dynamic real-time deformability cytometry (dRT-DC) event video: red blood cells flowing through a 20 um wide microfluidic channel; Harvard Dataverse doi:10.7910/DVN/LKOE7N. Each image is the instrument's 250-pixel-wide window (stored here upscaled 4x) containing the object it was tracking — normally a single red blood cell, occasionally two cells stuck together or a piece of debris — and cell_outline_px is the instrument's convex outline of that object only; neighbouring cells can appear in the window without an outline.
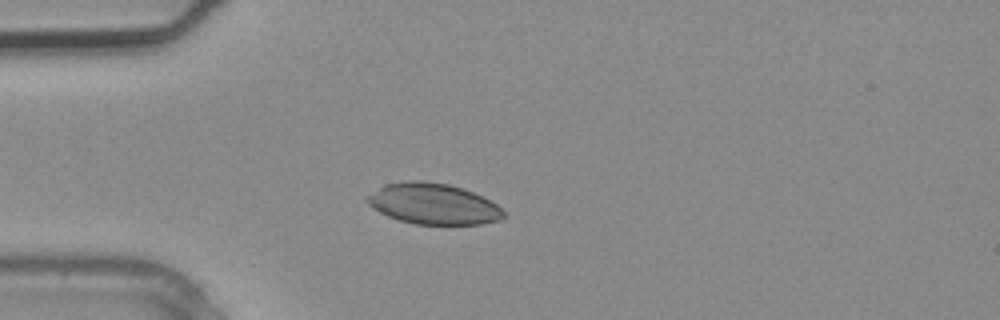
{"species": "common noctule bat (a hibernating species)", "species_latin": "Nyctalus noctula", "temperature_condition": "warm", "stored_images_in_passage": 2, "camera_frame_rate_fps": 3000, "um_per_image_px": 0.085, "animal": {"sex": "male", "body_mass_g": 20.4}, "frame": {"image": 1, "passage_image": 2, "time_ms": 0.333, "image_size_px": [1000, 320], "cell_outline_px": [[504, 216], [500, 220], [480, 224], [416, 224], [400, 220], [388, 216], [380, 212], [368, 204], [364, 200], [364, 196], [384, 184], [408, 180], [424, 180], [448, 184], [464, 188], [496, 204], [504, 212]], "centroid_in_image_um": [36.77, 17.31], "position_along_channel_um": 48.2, "area_um2": 32.54}}